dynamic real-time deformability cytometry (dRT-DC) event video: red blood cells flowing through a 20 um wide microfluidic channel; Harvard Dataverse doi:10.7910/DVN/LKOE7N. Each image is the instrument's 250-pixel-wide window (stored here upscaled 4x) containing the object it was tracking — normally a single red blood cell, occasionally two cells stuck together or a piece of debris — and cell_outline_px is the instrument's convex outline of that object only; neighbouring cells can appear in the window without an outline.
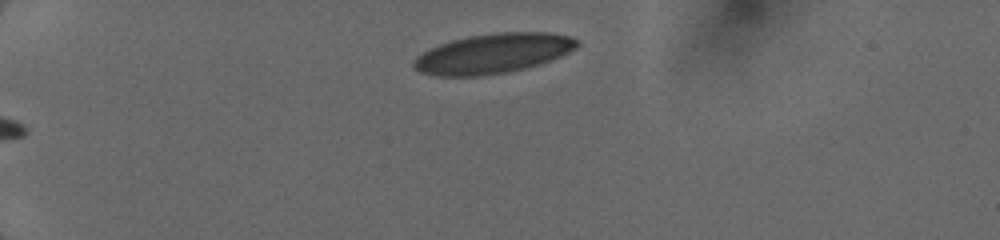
{"species": "human", "species_latin": "Homo sapiens", "temperature_condition": "cold", "stored_images_in_passage": 7, "camera_frame_rate_fps": 3000, "um_per_image_px": 0.085, "donor": {"sex": "female"}, "frame": {"image": 1, "passage_image": 1, "time_ms": 0.0, "image_size_px": [1000, 240], "cell_outline_px": [[580, 44], [576, 48], [552, 60], [524, 68], [508, 72], [476, 76], [440, 76], [420, 72], [412, 64], [412, 60], [416, 56], [428, 48], [452, 40], [468, 36], [496, 32], [548, 32], [568, 36], [580, 40]], "centroid_in_image_um": [41.9, 4.53], "position_along_channel_um": 43.1, "area_um2": 37.92}}
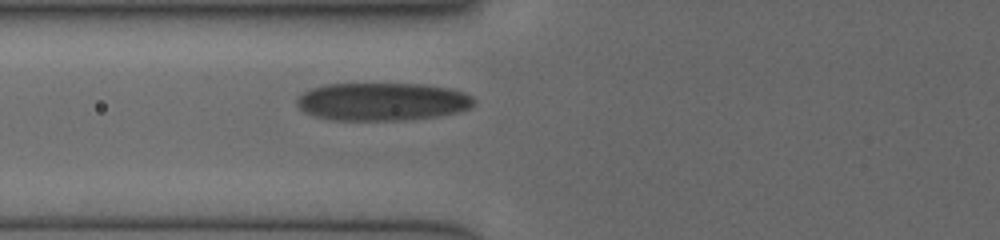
{"frame": {"image": 2, "passage_image": 7, "time_ms": 2.667, "image_size_px": [1000, 240], "cell_outline_px": [[476, 104], [468, 108], [456, 112], [436, 116], [404, 120], [332, 120], [312, 116], [304, 112], [296, 104], [296, 100], [304, 92], [312, 88], [328, 84], [424, 84], [452, 88], [464, 92], [472, 96], [476, 100]], "centroid_in_image_um": [32.5, 8.64], "position_along_channel_um": 93.3, "area_um2": 39.3}}